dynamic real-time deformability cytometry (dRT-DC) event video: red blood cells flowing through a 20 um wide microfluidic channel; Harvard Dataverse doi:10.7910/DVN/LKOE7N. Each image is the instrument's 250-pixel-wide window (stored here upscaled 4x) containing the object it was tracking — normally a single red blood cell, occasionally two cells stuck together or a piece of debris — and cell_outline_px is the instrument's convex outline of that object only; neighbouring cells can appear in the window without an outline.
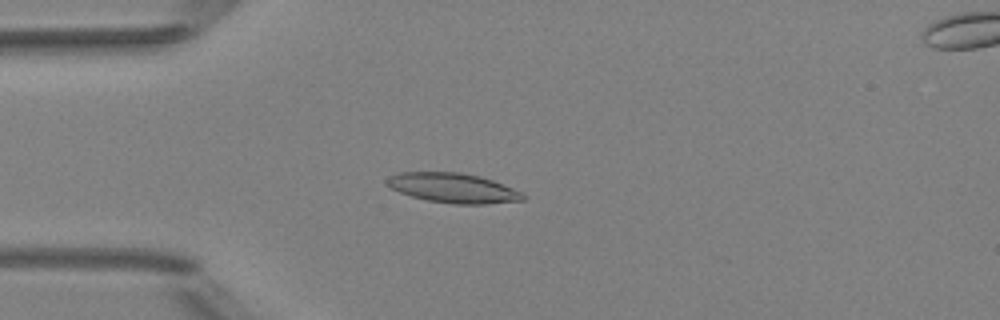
{"species": "Egyptian fruit bat (a non-hibernating species)", "species_latin": "Rousettus aegyptiacus", "temperature_condition": "room temperature", "stored_images_in_passage": 6, "camera_frame_rate_fps": 3000, "um_per_image_px": 0.085, "animal": {"sex": "female"}, "frame": {"image": 1, "passage_image": 4, "time_ms": 4.333, "image_size_px": [1000, 320], "cell_outline_px": [[524, 200], [488, 204], [452, 204], [428, 200], [412, 196], [400, 192], [384, 184], [384, 180], [388, 176], [400, 172], [460, 172], [480, 176], [492, 180], [524, 192]], "centroid_in_image_um": [38.5, 15.97], "position_along_channel_um": 46.5, "area_um2": 23.7}}
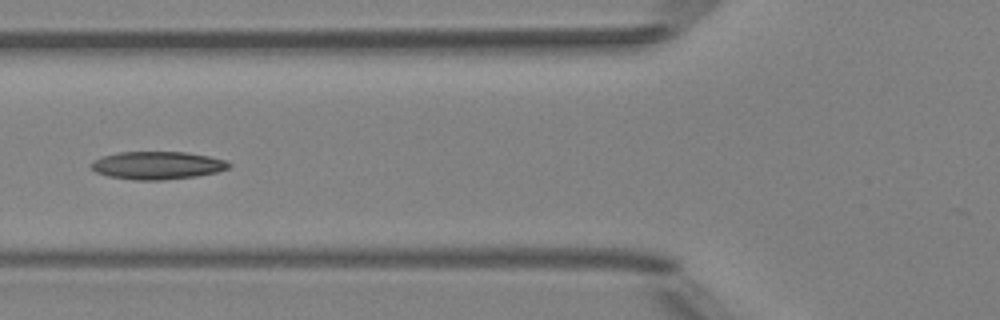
{"frame": {"image": 2, "passage_image": 6, "time_ms": 6.333, "image_size_px": [1000, 320], "cell_outline_px": [[232, 164], [228, 168], [216, 172], [196, 176], [164, 180], [132, 180], [108, 176], [96, 172], [92, 168], [92, 160], [116, 152], [188, 152], [208, 156], [224, 160]], "centroid_in_image_um": [13.36, 14.06], "position_along_channel_um": 112.4, "area_um2": 22.31}}